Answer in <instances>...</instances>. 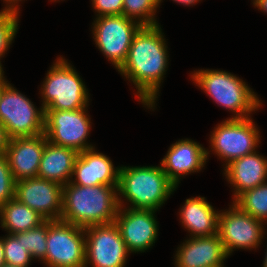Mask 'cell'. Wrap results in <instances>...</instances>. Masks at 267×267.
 Masks as SVG:
<instances>
[{"mask_svg":"<svg viewBox=\"0 0 267 267\" xmlns=\"http://www.w3.org/2000/svg\"><path fill=\"white\" fill-rule=\"evenodd\" d=\"M87 107L77 110H45L44 134L49 142L78 153L95 148L86 142L91 122Z\"/></svg>","mask_w":267,"mask_h":267,"instance_id":"obj_10","label":"cell"},{"mask_svg":"<svg viewBox=\"0 0 267 267\" xmlns=\"http://www.w3.org/2000/svg\"><path fill=\"white\" fill-rule=\"evenodd\" d=\"M117 186L69 182L63 186L60 220L82 228L113 223L119 210Z\"/></svg>","mask_w":267,"mask_h":267,"instance_id":"obj_2","label":"cell"},{"mask_svg":"<svg viewBox=\"0 0 267 267\" xmlns=\"http://www.w3.org/2000/svg\"><path fill=\"white\" fill-rule=\"evenodd\" d=\"M48 267H85L84 228L62 220H47Z\"/></svg>","mask_w":267,"mask_h":267,"instance_id":"obj_7","label":"cell"},{"mask_svg":"<svg viewBox=\"0 0 267 267\" xmlns=\"http://www.w3.org/2000/svg\"><path fill=\"white\" fill-rule=\"evenodd\" d=\"M156 210L119 207L115 224L129 253L145 252L153 246L158 236Z\"/></svg>","mask_w":267,"mask_h":267,"instance_id":"obj_14","label":"cell"},{"mask_svg":"<svg viewBox=\"0 0 267 267\" xmlns=\"http://www.w3.org/2000/svg\"><path fill=\"white\" fill-rule=\"evenodd\" d=\"M78 152L47 141L40 161L37 177L53 181L62 186L73 178L74 163Z\"/></svg>","mask_w":267,"mask_h":267,"instance_id":"obj_21","label":"cell"},{"mask_svg":"<svg viewBox=\"0 0 267 267\" xmlns=\"http://www.w3.org/2000/svg\"><path fill=\"white\" fill-rule=\"evenodd\" d=\"M228 257L218 234L190 237L178 247L175 267H224Z\"/></svg>","mask_w":267,"mask_h":267,"instance_id":"obj_17","label":"cell"},{"mask_svg":"<svg viewBox=\"0 0 267 267\" xmlns=\"http://www.w3.org/2000/svg\"><path fill=\"white\" fill-rule=\"evenodd\" d=\"M10 137L8 136L7 130L0 123V156L6 154V149L9 145Z\"/></svg>","mask_w":267,"mask_h":267,"instance_id":"obj_30","label":"cell"},{"mask_svg":"<svg viewBox=\"0 0 267 267\" xmlns=\"http://www.w3.org/2000/svg\"><path fill=\"white\" fill-rule=\"evenodd\" d=\"M159 4L158 0H123V15L142 26L158 25L155 14Z\"/></svg>","mask_w":267,"mask_h":267,"instance_id":"obj_24","label":"cell"},{"mask_svg":"<svg viewBox=\"0 0 267 267\" xmlns=\"http://www.w3.org/2000/svg\"><path fill=\"white\" fill-rule=\"evenodd\" d=\"M1 267H15V266H13V265H8V264H4V265H2Z\"/></svg>","mask_w":267,"mask_h":267,"instance_id":"obj_38","label":"cell"},{"mask_svg":"<svg viewBox=\"0 0 267 267\" xmlns=\"http://www.w3.org/2000/svg\"><path fill=\"white\" fill-rule=\"evenodd\" d=\"M224 176L234 187V200L244 191L266 182L267 159L256 151L235 159L225 166Z\"/></svg>","mask_w":267,"mask_h":267,"instance_id":"obj_19","label":"cell"},{"mask_svg":"<svg viewBox=\"0 0 267 267\" xmlns=\"http://www.w3.org/2000/svg\"><path fill=\"white\" fill-rule=\"evenodd\" d=\"M199 86L216 104L235 112L231 119L251 117L262 102L254 91L239 77L222 70H197L191 75Z\"/></svg>","mask_w":267,"mask_h":267,"instance_id":"obj_4","label":"cell"},{"mask_svg":"<svg viewBox=\"0 0 267 267\" xmlns=\"http://www.w3.org/2000/svg\"><path fill=\"white\" fill-rule=\"evenodd\" d=\"M160 166H122L119 170L117 193L119 207L123 196L130 209L158 210L176 190Z\"/></svg>","mask_w":267,"mask_h":267,"instance_id":"obj_3","label":"cell"},{"mask_svg":"<svg viewBox=\"0 0 267 267\" xmlns=\"http://www.w3.org/2000/svg\"><path fill=\"white\" fill-rule=\"evenodd\" d=\"M176 3L183 4L185 6H191L198 3L200 0H173Z\"/></svg>","mask_w":267,"mask_h":267,"instance_id":"obj_34","label":"cell"},{"mask_svg":"<svg viewBox=\"0 0 267 267\" xmlns=\"http://www.w3.org/2000/svg\"><path fill=\"white\" fill-rule=\"evenodd\" d=\"M97 17L123 15V0H92Z\"/></svg>","mask_w":267,"mask_h":267,"instance_id":"obj_29","label":"cell"},{"mask_svg":"<svg viewBox=\"0 0 267 267\" xmlns=\"http://www.w3.org/2000/svg\"><path fill=\"white\" fill-rule=\"evenodd\" d=\"M6 264L4 257V247H3V239L0 237V267Z\"/></svg>","mask_w":267,"mask_h":267,"instance_id":"obj_33","label":"cell"},{"mask_svg":"<svg viewBox=\"0 0 267 267\" xmlns=\"http://www.w3.org/2000/svg\"><path fill=\"white\" fill-rule=\"evenodd\" d=\"M209 152L193 140H178L170 146L160 165L168 179L178 187L182 176L202 170Z\"/></svg>","mask_w":267,"mask_h":267,"instance_id":"obj_15","label":"cell"},{"mask_svg":"<svg viewBox=\"0 0 267 267\" xmlns=\"http://www.w3.org/2000/svg\"><path fill=\"white\" fill-rule=\"evenodd\" d=\"M263 264H264L263 267H267V251H266V256H265Z\"/></svg>","mask_w":267,"mask_h":267,"instance_id":"obj_37","label":"cell"},{"mask_svg":"<svg viewBox=\"0 0 267 267\" xmlns=\"http://www.w3.org/2000/svg\"><path fill=\"white\" fill-rule=\"evenodd\" d=\"M47 141L44 133L10 139L5 156L16 182L37 177Z\"/></svg>","mask_w":267,"mask_h":267,"instance_id":"obj_16","label":"cell"},{"mask_svg":"<svg viewBox=\"0 0 267 267\" xmlns=\"http://www.w3.org/2000/svg\"><path fill=\"white\" fill-rule=\"evenodd\" d=\"M8 81H6L5 76H4V71L1 65V61H0V83H7Z\"/></svg>","mask_w":267,"mask_h":267,"instance_id":"obj_35","label":"cell"},{"mask_svg":"<svg viewBox=\"0 0 267 267\" xmlns=\"http://www.w3.org/2000/svg\"><path fill=\"white\" fill-rule=\"evenodd\" d=\"M253 120L228 118L217 125L210 135L211 150L225 160V166L235 159L256 151L260 132Z\"/></svg>","mask_w":267,"mask_h":267,"instance_id":"obj_8","label":"cell"},{"mask_svg":"<svg viewBox=\"0 0 267 267\" xmlns=\"http://www.w3.org/2000/svg\"><path fill=\"white\" fill-rule=\"evenodd\" d=\"M261 220L243 212L236 204L229 210L220 212L218 219V236L226 254L233 249H252L261 245L264 237V226Z\"/></svg>","mask_w":267,"mask_h":267,"instance_id":"obj_12","label":"cell"},{"mask_svg":"<svg viewBox=\"0 0 267 267\" xmlns=\"http://www.w3.org/2000/svg\"><path fill=\"white\" fill-rule=\"evenodd\" d=\"M142 27L138 21L124 15L101 16L93 23V38L96 46L120 69L127 59L134 35Z\"/></svg>","mask_w":267,"mask_h":267,"instance_id":"obj_9","label":"cell"},{"mask_svg":"<svg viewBox=\"0 0 267 267\" xmlns=\"http://www.w3.org/2000/svg\"><path fill=\"white\" fill-rule=\"evenodd\" d=\"M63 186L34 177L16 182L15 198L35 210L45 220H60Z\"/></svg>","mask_w":267,"mask_h":267,"instance_id":"obj_13","label":"cell"},{"mask_svg":"<svg viewBox=\"0 0 267 267\" xmlns=\"http://www.w3.org/2000/svg\"><path fill=\"white\" fill-rule=\"evenodd\" d=\"M120 167L95 148L79 152L74 163L72 184L81 186L118 185Z\"/></svg>","mask_w":267,"mask_h":267,"instance_id":"obj_18","label":"cell"},{"mask_svg":"<svg viewBox=\"0 0 267 267\" xmlns=\"http://www.w3.org/2000/svg\"><path fill=\"white\" fill-rule=\"evenodd\" d=\"M87 88L79 74L63 57L50 67L41 86L45 110H77L89 103Z\"/></svg>","mask_w":267,"mask_h":267,"instance_id":"obj_5","label":"cell"},{"mask_svg":"<svg viewBox=\"0 0 267 267\" xmlns=\"http://www.w3.org/2000/svg\"><path fill=\"white\" fill-rule=\"evenodd\" d=\"M47 220L38 227L23 232V245L32 259H45L47 251Z\"/></svg>","mask_w":267,"mask_h":267,"instance_id":"obj_26","label":"cell"},{"mask_svg":"<svg viewBox=\"0 0 267 267\" xmlns=\"http://www.w3.org/2000/svg\"><path fill=\"white\" fill-rule=\"evenodd\" d=\"M233 203L243 212L253 218L266 222L267 220V182L246 190L240 194ZM267 224V223H264Z\"/></svg>","mask_w":267,"mask_h":267,"instance_id":"obj_23","label":"cell"},{"mask_svg":"<svg viewBox=\"0 0 267 267\" xmlns=\"http://www.w3.org/2000/svg\"><path fill=\"white\" fill-rule=\"evenodd\" d=\"M179 213L181 223L191 237H209L217 234L220 211H216L205 197L186 199Z\"/></svg>","mask_w":267,"mask_h":267,"instance_id":"obj_20","label":"cell"},{"mask_svg":"<svg viewBox=\"0 0 267 267\" xmlns=\"http://www.w3.org/2000/svg\"><path fill=\"white\" fill-rule=\"evenodd\" d=\"M4 2H6V7L1 10V12H8V13H13V14H17L19 15V6H18V2L21 0H3Z\"/></svg>","mask_w":267,"mask_h":267,"instance_id":"obj_31","label":"cell"},{"mask_svg":"<svg viewBox=\"0 0 267 267\" xmlns=\"http://www.w3.org/2000/svg\"><path fill=\"white\" fill-rule=\"evenodd\" d=\"M16 180L12 176L8 158L0 156V206L15 198Z\"/></svg>","mask_w":267,"mask_h":267,"instance_id":"obj_28","label":"cell"},{"mask_svg":"<svg viewBox=\"0 0 267 267\" xmlns=\"http://www.w3.org/2000/svg\"><path fill=\"white\" fill-rule=\"evenodd\" d=\"M85 267H124L129 251L115 222L84 228Z\"/></svg>","mask_w":267,"mask_h":267,"instance_id":"obj_11","label":"cell"},{"mask_svg":"<svg viewBox=\"0 0 267 267\" xmlns=\"http://www.w3.org/2000/svg\"><path fill=\"white\" fill-rule=\"evenodd\" d=\"M9 83H0V98H1V95L4 91V88L8 85Z\"/></svg>","mask_w":267,"mask_h":267,"instance_id":"obj_36","label":"cell"},{"mask_svg":"<svg viewBox=\"0 0 267 267\" xmlns=\"http://www.w3.org/2000/svg\"><path fill=\"white\" fill-rule=\"evenodd\" d=\"M0 123L10 139L43 134L45 109L41 106L37 110L29 98L9 83L0 98Z\"/></svg>","mask_w":267,"mask_h":267,"instance_id":"obj_6","label":"cell"},{"mask_svg":"<svg viewBox=\"0 0 267 267\" xmlns=\"http://www.w3.org/2000/svg\"><path fill=\"white\" fill-rule=\"evenodd\" d=\"M2 237L5 262L15 267H28L32 257L23 245V232Z\"/></svg>","mask_w":267,"mask_h":267,"instance_id":"obj_25","label":"cell"},{"mask_svg":"<svg viewBox=\"0 0 267 267\" xmlns=\"http://www.w3.org/2000/svg\"><path fill=\"white\" fill-rule=\"evenodd\" d=\"M1 227L8 234H16L38 227L45 219L35 210L13 198L0 206Z\"/></svg>","mask_w":267,"mask_h":267,"instance_id":"obj_22","label":"cell"},{"mask_svg":"<svg viewBox=\"0 0 267 267\" xmlns=\"http://www.w3.org/2000/svg\"><path fill=\"white\" fill-rule=\"evenodd\" d=\"M18 18L17 14L0 11V59L5 56L16 36L19 27Z\"/></svg>","mask_w":267,"mask_h":267,"instance_id":"obj_27","label":"cell"},{"mask_svg":"<svg viewBox=\"0 0 267 267\" xmlns=\"http://www.w3.org/2000/svg\"><path fill=\"white\" fill-rule=\"evenodd\" d=\"M252 3L254 7H257L259 10L267 13V0H255Z\"/></svg>","mask_w":267,"mask_h":267,"instance_id":"obj_32","label":"cell"},{"mask_svg":"<svg viewBox=\"0 0 267 267\" xmlns=\"http://www.w3.org/2000/svg\"><path fill=\"white\" fill-rule=\"evenodd\" d=\"M168 51L160 25L142 26L134 35L124 64L118 70L133 82L138 100L154 109L168 68Z\"/></svg>","mask_w":267,"mask_h":267,"instance_id":"obj_1","label":"cell"}]
</instances>
